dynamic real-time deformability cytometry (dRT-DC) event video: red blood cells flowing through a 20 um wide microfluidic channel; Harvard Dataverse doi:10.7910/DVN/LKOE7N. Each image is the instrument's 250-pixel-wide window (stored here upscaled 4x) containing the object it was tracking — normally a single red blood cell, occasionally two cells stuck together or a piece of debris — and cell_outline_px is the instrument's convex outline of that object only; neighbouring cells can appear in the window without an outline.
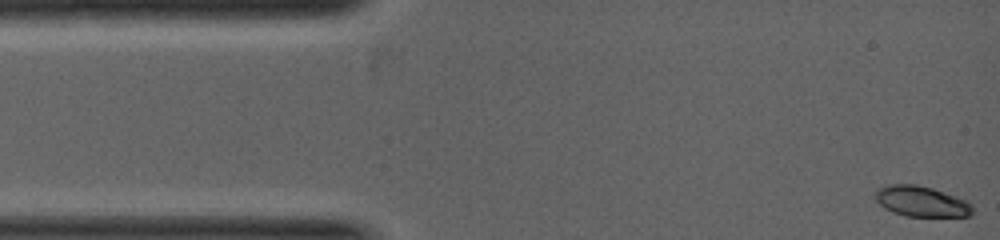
{"species": "common noctule bat (a hibernating species)", "species_latin": "Nyctalus noctula", "temperature_condition": "warm", "stored_images_in_passage": 17, "camera_frame_rate_fps": 5000, "um_per_image_px": 0.085, "animal": {"sex": "female", "body_mass_g": 19.0, "forearm_length_mm": 53.3}, "frame": {"image": 1, "passage_image": 1, "time_ms": 0.0, "image_size_px": [1000, 240], "cell_outline_px": [[972, 212], [968, 216], [904, 216], [892, 212], [884, 208], [876, 200], [876, 192], [880, 188], [892, 184], [916, 184], [932, 188], [944, 192], [964, 200], [972, 208]], "centroid_in_image_um": [78.28, 17.12], "position_along_channel_um": 6.7, "area_um2": 16.94}}